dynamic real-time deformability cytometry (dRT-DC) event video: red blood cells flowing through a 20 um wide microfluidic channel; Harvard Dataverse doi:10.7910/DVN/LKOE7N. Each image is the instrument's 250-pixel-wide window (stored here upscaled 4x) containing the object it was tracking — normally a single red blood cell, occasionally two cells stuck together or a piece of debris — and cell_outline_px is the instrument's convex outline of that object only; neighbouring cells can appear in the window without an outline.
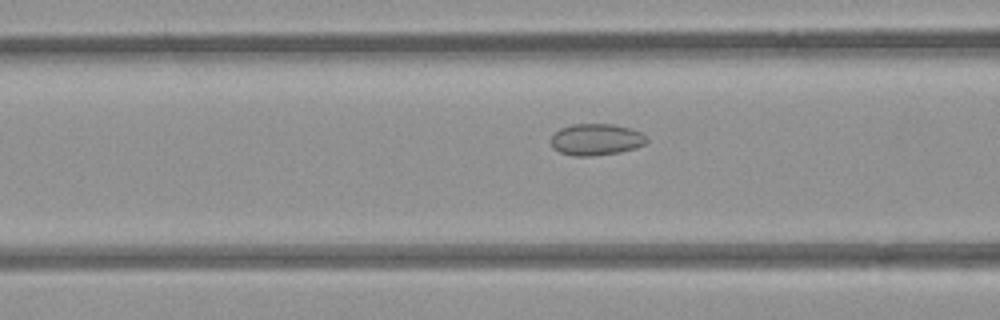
{"species": "common noctule bat (a hibernating species)", "species_latin": "Nyctalus noctula", "temperature_condition": "room temperature", "stored_images_in_passage": 30, "camera_frame_rate_fps": 3000, "um_per_image_px": 0.085, "animal": {"sex": "female", "body_mass_g": 21.9}, "frame": {"image": 1, "passage_image": 21, "time_ms": 6.667, "image_size_px": [1000, 320], "cell_outline_px": [[648, 140], [644, 144], [636, 148], [620, 152], [592, 156], [576, 156], [560, 152], [552, 148], [552, 136], [560, 128], [572, 124], [612, 124], [628, 128], [640, 132]], "centroid_in_image_um": [50.66, 11.86], "position_along_channel_um": 115.9, "area_um2": 17.46}}
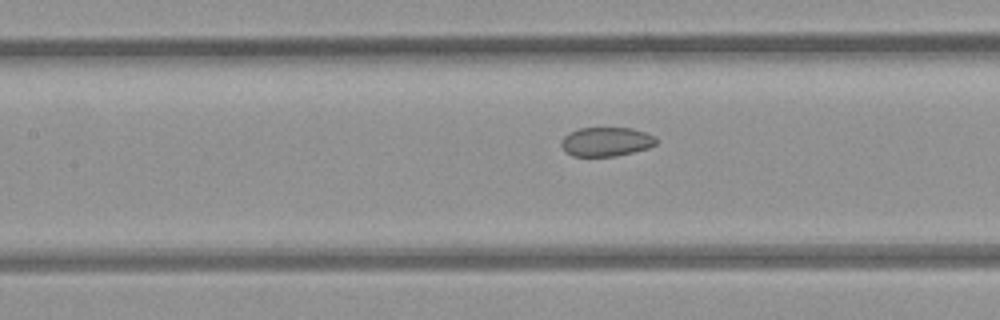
{"frame": {"image": 2, "passage_image": 24, "time_ms": 7.667, "image_size_px": [1000, 320], "cell_outline_px": [[656, 144], [648, 148], [616, 156], [572, 156], [560, 144], [564, 136], [580, 128], [632, 128], [656, 136]], "centroid_in_image_um": [51.55, 12.04], "position_along_channel_um": 155.8, "area_um2": 15.9}}
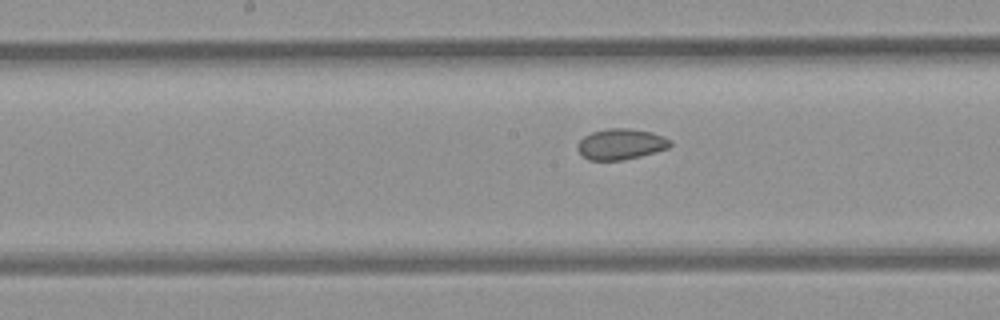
{"frame": {"image": 3, "passage_image": 27, "time_ms": 8.667, "image_size_px": [1000, 320], "cell_outline_px": [[672, 144], [668, 148], [640, 156], [624, 160], [588, 160], [576, 148], [576, 144], [584, 136], [592, 132], [608, 128], [628, 128], [652, 132], [664, 136], [672, 140]], "centroid_in_image_um": [52.78, 12.24], "position_along_channel_um": 195.4, "area_um2": 16.7}}